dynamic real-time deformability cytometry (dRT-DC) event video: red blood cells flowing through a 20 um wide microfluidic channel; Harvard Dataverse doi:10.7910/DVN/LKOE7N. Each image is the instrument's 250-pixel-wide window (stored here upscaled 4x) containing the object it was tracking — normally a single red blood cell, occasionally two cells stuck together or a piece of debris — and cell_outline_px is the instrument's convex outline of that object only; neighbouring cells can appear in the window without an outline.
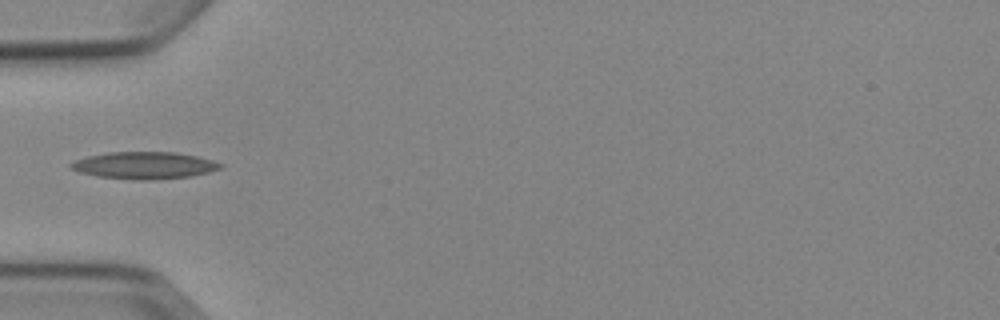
{"species": "Egyptian fruit bat (a non-hibernating species)", "species_latin": "Rousettus aegyptiacus", "temperature_condition": "cold", "stored_images_in_passage": 3, "camera_frame_rate_fps": 3000, "um_per_image_px": 0.085, "animal": {"sex": "female"}, "frame": {"image": 1, "passage_image": 3, "time_ms": 2.333, "image_size_px": [1000, 320], "cell_outline_px": [[224, 164], [220, 168], [208, 172], [192, 176], [156, 180], [136, 180], [96, 176], [80, 172], [72, 168], [68, 164], [76, 160], [88, 156], [108, 152], [176, 152], [196, 156], [212, 160]], "centroid_in_image_um": [12.28, 14.06], "position_along_channel_um": 72.7, "area_um2": 23.58}}